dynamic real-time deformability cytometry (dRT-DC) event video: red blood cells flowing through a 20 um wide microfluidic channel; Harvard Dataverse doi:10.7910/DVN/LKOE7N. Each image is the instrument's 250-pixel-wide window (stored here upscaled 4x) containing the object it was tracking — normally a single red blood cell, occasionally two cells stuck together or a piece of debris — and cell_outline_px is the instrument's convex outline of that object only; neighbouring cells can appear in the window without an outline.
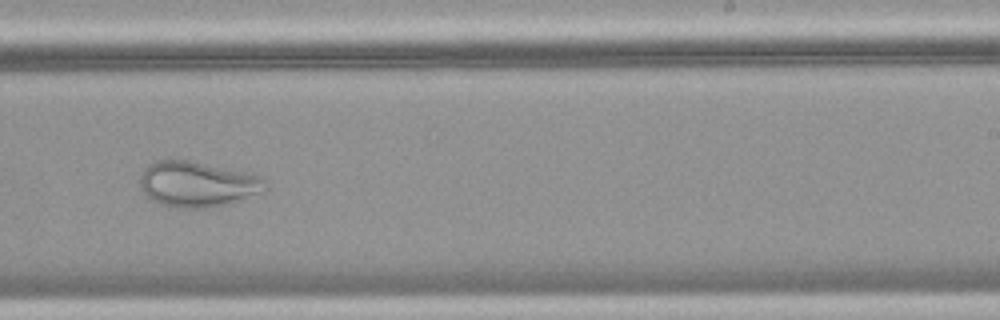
{"species": "common noctule bat (a hibernating species)", "species_latin": "Nyctalus noctula", "temperature_condition": "warm", "stored_images_in_passage": 51, "segment_of_instrument_passage": [1, 2], "camera_frame_rate_fps": 3000, "um_per_image_px": 0.085, "animal": {"sex": "female", "body_mass_g": 18.4}, "frame": {"image": 1, "passage_image": 32, "time_ms": 10.333, "image_size_px": [1000, 320], "cell_outline_px": [[268, 188], [260, 192], [220, 204], [204, 208], [180, 208], [160, 204], [152, 200], [144, 192], [140, 184], [140, 180], [144, 168], [148, 164], [156, 160], [188, 160], [264, 176], [268, 184]], "centroid_in_image_um": [16.76, 15.63], "position_along_channel_um": 272.2, "area_um2": 32.66}}
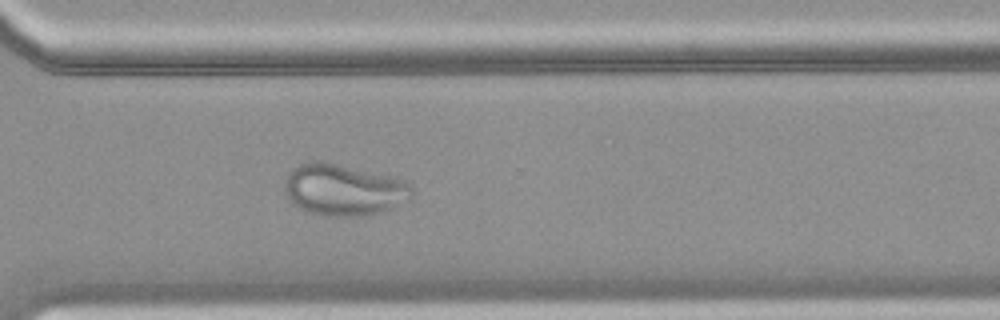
{"frame": {"image": 2, "passage_image": 37, "time_ms": 12.0, "image_size_px": [1000, 320], "cell_outline_px": [[412, 196], [408, 200], [388, 208], [376, 212], [360, 216], [324, 216], [308, 212], [300, 208], [288, 196], [284, 188], [284, 180], [292, 168], [308, 160], [324, 160], [400, 180], [408, 184], [412, 188]], "centroid_in_image_um": [29.12, 16.12], "position_along_channel_um": 341.5, "area_um2": 37.51}}
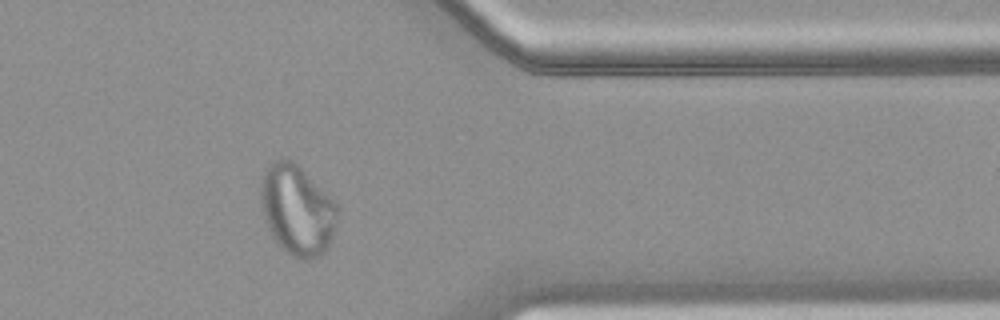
{"frame": {"image": 3, "passage_image": 41, "time_ms": 13.333, "image_size_px": [1000, 320], "cell_outline_px": [[340, 208], [332, 236], [328, 248], [324, 252], [308, 260], [304, 260], [292, 256], [272, 236], [264, 220], [260, 204], [260, 184], [264, 172], [268, 164], [284, 156], [292, 160], [336, 200]], "centroid_in_image_um": [25.26, 17.81], "position_along_channel_um": 386.1, "area_um2": 40.63}}